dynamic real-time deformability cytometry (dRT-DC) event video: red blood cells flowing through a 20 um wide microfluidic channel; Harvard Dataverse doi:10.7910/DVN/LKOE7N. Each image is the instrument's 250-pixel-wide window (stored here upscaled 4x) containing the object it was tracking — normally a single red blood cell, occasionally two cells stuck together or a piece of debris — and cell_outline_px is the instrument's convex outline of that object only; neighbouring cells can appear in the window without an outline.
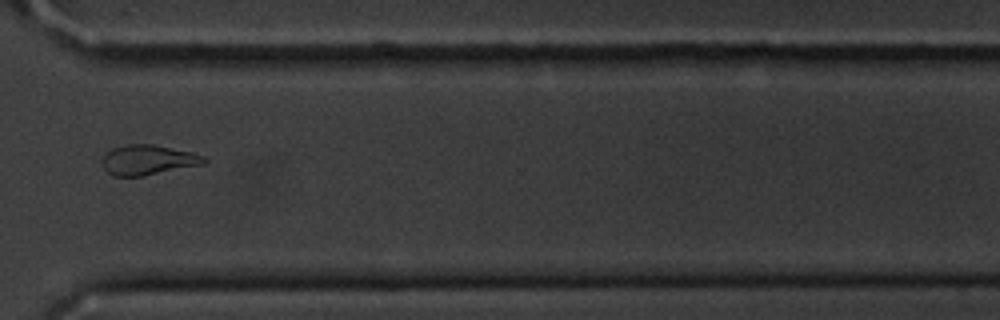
{"species": "common noctule bat (a hibernating species)", "species_latin": "Nyctalus noctula", "temperature_condition": "cold", "stored_images_in_passage": 15, "camera_frame_rate_fps": 3000, "um_per_image_px": 0.085, "animal": {"sex": "male", "body_mass_g": 20.1, "forearm_length_mm": 53.5}, "frame": {"image": 1, "passage_image": 11, "time_ms": 12.333, "image_size_px": [1000, 320], "cell_outline_px": [[208, 160], [204, 164], [140, 176], [112, 176], [104, 168], [100, 160], [112, 148], [128, 144], [152, 144], [192, 152], [204, 156]], "centroid_in_image_um": [12.57, 13.59], "position_along_channel_um": 358.0, "area_um2": 17.69}}
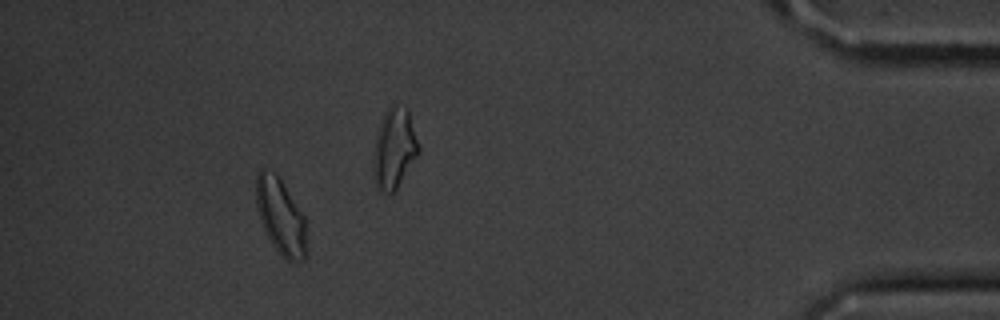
{"frame": {"image": 2, "passage_image": 13, "time_ms": 14.667, "image_size_px": [1000, 320], "cell_outline_px": [[304, 260], [288, 260], [272, 244], [260, 220], [256, 204], [256, 176], [260, 168], [264, 168], [276, 172], [304, 216]], "centroid_in_image_um": [23.8, 18.29], "position_along_channel_um": 411.4, "area_um2": 21.62}, "authors_computed_cell_mechanics": {"area_um2": 17.1666, "velocity_mm_per_s": 3.613, "shape_relaxation_time_tau1_ms": 2.4536, "shape_relaxation_time_tau2_ms": null, "deformation_change_tau1": 0.0732, "deformation_change_tau2": null}}